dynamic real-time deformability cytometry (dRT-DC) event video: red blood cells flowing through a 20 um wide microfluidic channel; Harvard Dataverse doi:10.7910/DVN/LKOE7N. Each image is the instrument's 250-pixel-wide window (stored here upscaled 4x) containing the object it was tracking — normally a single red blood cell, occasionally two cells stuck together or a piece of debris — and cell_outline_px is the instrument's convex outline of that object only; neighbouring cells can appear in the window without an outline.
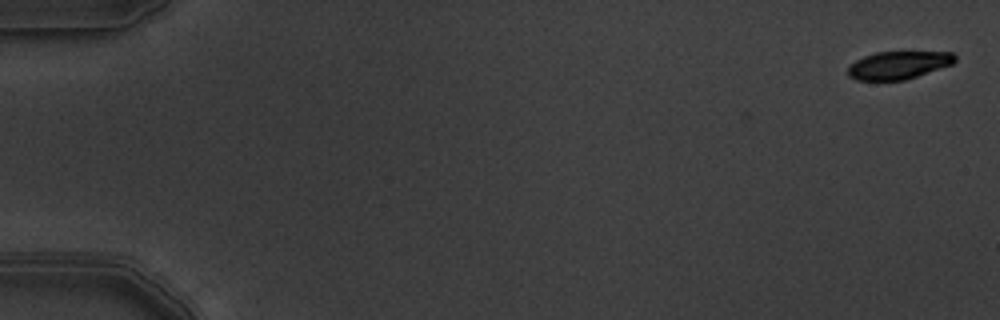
{"species": "common noctule bat (a hibernating species)", "species_latin": "Nyctalus noctula", "temperature_condition": "warm", "stored_images_in_passage": 7, "camera_frame_rate_fps": 3000, "um_per_image_px": 0.085, "animal": {"sex": "male", "body_mass_g": 19.5, "forearm_length_mm": 54.6}, "frame": {"image": 1, "passage_image": 1, "time_ms": 0.0, "image_size_px": [1000, 320], "cell_outline_px": [[956, 60], [952, 64], [904, 80], [856, 80], [848, 76], [848, 68], [856, 60], [864, 56], [876, 52], [952, 52], [956, 56]], "centroid_in_image_um": [76.36, 5.53], "position_along_channel_um": 8.6, "area_um2": 17.17}}